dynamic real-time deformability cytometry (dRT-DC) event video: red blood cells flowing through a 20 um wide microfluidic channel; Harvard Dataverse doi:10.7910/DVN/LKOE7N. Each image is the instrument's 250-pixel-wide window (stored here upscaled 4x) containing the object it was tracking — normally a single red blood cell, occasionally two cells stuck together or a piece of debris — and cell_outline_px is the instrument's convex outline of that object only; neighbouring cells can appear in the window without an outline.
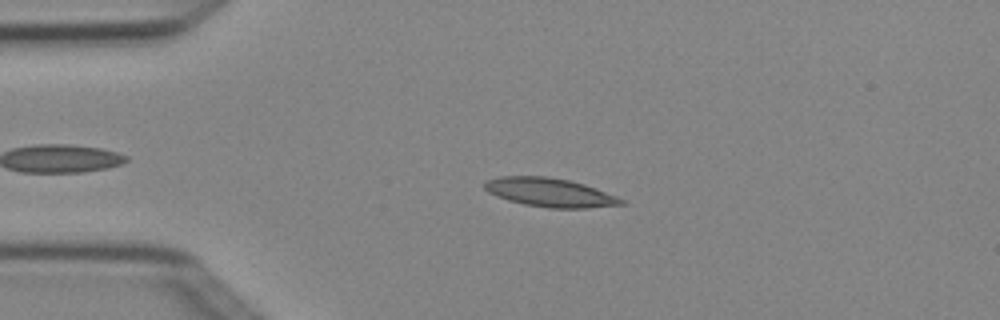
{"species": "Egyptian fruit bat (a non-hibernating species)", "species_latin": "Rousettus aegyptiacus", "temperature_condition": "cold", "stored_images_in_passage": 8, "camera_frame_rate_fps": 3000, "um_per_image_px": 0.085, "animal": {"sex": "female"}, "frame": {"image": 1, "passage_image": 4, "time_ms": 1.0, "image_size_px": [1000, 320], "cell_outline_px": [[628, 204], [588, 208], [548, 208], [524, 204], [508, 200], [496, 196], [488, 192], [484, 188], [484, 180], [500, 176], [548, 176], [568, 180], [584, 184], [616, 196], [624, 200]], "centroid_in_image_um": [46.72, 16.36], "position_along_channel_um": 38.3, "area_um2": 23.0}}
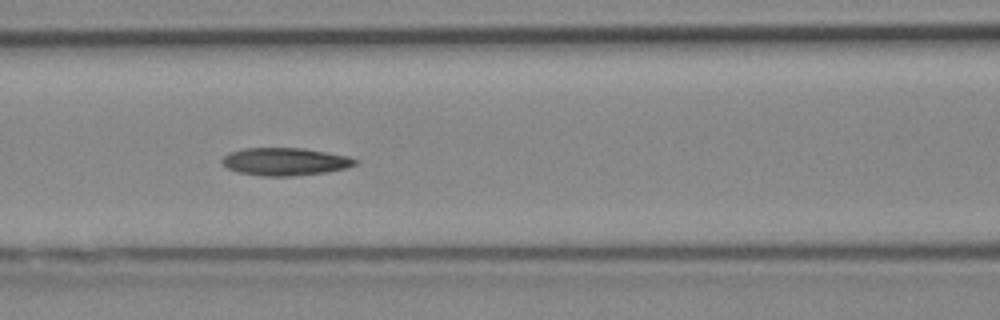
{"frame": {"image": 2, "passage_image": 7, "time_ms": 2.0, "image_size_px": [1000, 320], "cell_outline_px": [[360, 160], [356, 164], [348, 168], [324, 172], [292, 176], [260, 176], [240, 172], [228, 168], [220, 160], [228, 152], [244, 148], [304, 148], [348, 156]], "centroid_in_image_um": [24.24, 13.73], "position_along_channel_um": 142.4, "area_um2": 21.5}}
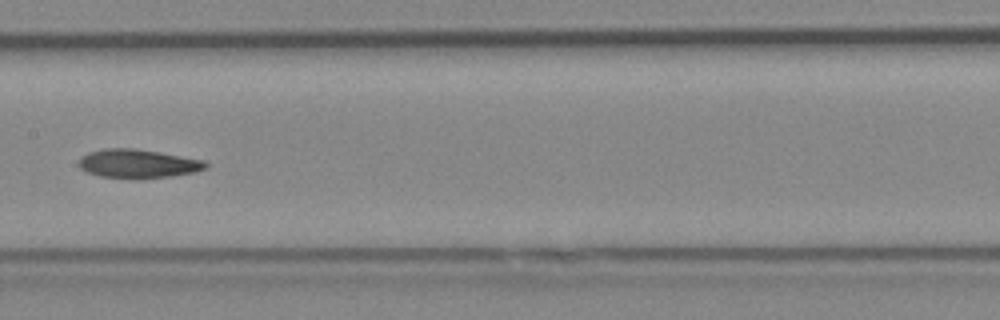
{"frame": {"image": 3, "passage_image": 8, "time_ms": 2.333, "image_size_px": [1000, 320], "cell_outline_px": [[208, 168], [196, 172], [172, 176], [144, 180], [136, 180], [100, 176], [88, 172], [80, 168], [80, 156], [88, 152], [104, 148], [136, 148], [160, 152], [204, 160], [208, 164]], "centroid_in_image_um": [11.75, 13.93], "position_along_channel_um": 195.6, "area_um2": 21.79}}